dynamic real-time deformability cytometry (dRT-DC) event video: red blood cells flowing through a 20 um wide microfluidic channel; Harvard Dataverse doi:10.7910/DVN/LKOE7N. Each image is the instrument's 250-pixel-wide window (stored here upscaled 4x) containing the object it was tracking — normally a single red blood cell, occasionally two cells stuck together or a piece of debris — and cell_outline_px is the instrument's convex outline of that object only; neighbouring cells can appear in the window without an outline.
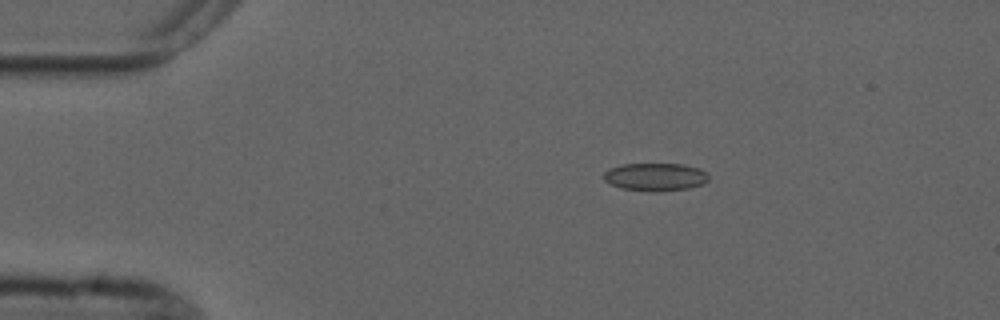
{"species": "common noctule bat (a hibernating species)", "species_latin": "Nyctalus noctula", "temperature_condition": "cold", "stored_images_in_passage": 6, "camera_frame_rate_fps": 3000, "um_per_image_px": 0.085, "animal": {"sex": "male", "forearm_length_mm": 52.5}, "frame": {"image": 1, "passage_image": 3, "time_ms": 2.333, "image_size_px": [1000, 320], "cell_outline_px": [[708, 180], [704, 184], [688, 188], [620, 188], [604, 180], [604, 172], [608, 168], [624, 164], [680, 164], [700, 168], [708, 176]], "centroid_in_image_um": [55.7, 14.97], "position_along_channel_um": 29.3, "area_um2": 16.01}}
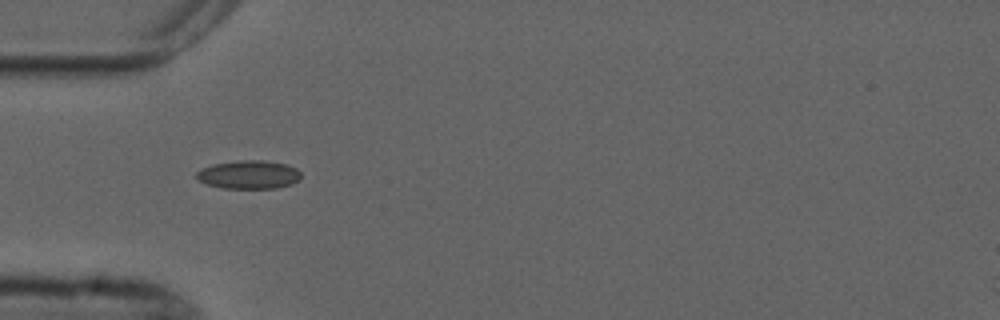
{"frame": {"image": 2, "passage_image": 5, "time_ms": 4.667, "image_size_px": [1000, 320], "cell_outline_px": [[300, 180], [292, 184], [276, 188], [224, 188], [208, 184], [200, 180], [196, 176], [196, 172], [212, 164], [240, 160], [264, 160], [284, 164], [296, 168], [300, 172]], "centroid_in_image_um": [21.18, 14.84], "position_along_channel_um": 63.8, "area_um2": 17.17}}
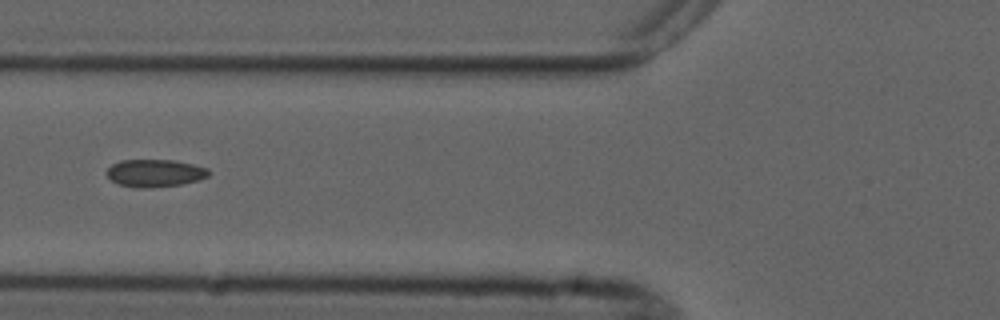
{"frame": {"image": 3, "passage_image": 6, "time_ms": 6.0, "image_size_px": [1000, 320], "cell_outline_px": [[208, 176], [196, 180], [180, 184], [144, 188], [140, 188], [120, 184], [112, 180], [108, 176], [108, 168], [112, 164], [120, 160], [172, 160], [192, 164], [208, 168]], "centroid_in_image_um": [13.15, 14.7], "position_along_channel_um": 112.6, "area_um2": 15.95}}